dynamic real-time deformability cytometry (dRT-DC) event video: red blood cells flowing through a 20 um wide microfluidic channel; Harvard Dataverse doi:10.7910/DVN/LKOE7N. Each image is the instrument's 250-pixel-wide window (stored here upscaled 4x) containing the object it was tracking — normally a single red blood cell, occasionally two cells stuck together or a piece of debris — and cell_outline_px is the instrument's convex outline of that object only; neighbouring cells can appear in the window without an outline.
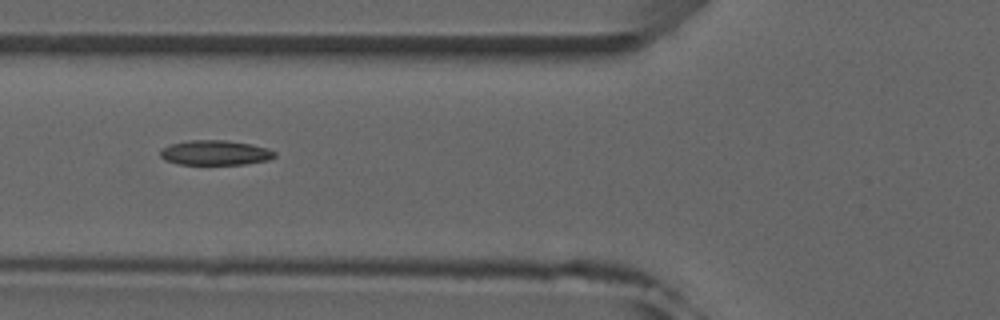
{"species": "common noctule bat (a hibernating species)", "species_latin": "Nyctalus noctula", "temperature_condition": "room temperature", "stored_images_in_passage": 8, "camera_frame_rate_fps": 3000, "um_per_image_px": 0.085, "animal": {"sex": "male", "forearm_length_mm": 52.5}, "frame": {"image": 1, "passage_image": 6, "time_ms": 5.667, "image_size_px": [1000, 320], "cell_outline_px": [[276, 156], [268, 160], [244, 164], [180, 164], [164, 160], [160, 156], [160, 148], [172, 144], [192, 140], [224, 140], [252, 144], [268, 148], [276, 152]], "centroid_in_image_um": [18.3, 12.98], "position_along_channel_um": 107.5, "area_um2": 16.53}}
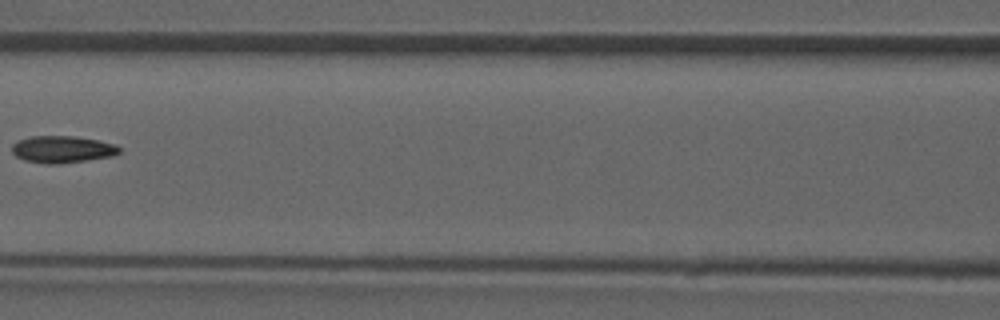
{"frame": {"image": 2, "passage_image": 7, "time_ms": 7.0, "image_size_px": [1000, 320], "cell_outline_px": [[120, 152], [112, 156], [88, 160], [56, 164], [48, 164], [24, 160], [16, 156], [12, 152], [12, 144], [20, 140], [32, 136], [72, 136], [96, 140], [116, 144], [120, 148]], "centroid_in_image_um": [5.3, 12.7], "position_along_channel_um": 161.3, "area_um2": 16.76}}